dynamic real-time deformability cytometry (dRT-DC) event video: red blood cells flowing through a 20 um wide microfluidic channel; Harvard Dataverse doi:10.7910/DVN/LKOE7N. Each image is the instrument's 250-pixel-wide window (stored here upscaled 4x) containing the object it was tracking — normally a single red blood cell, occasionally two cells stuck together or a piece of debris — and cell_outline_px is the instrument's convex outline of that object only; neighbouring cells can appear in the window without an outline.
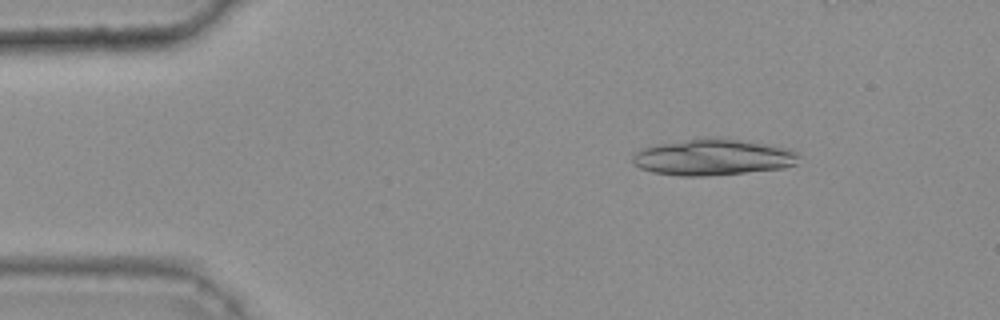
{"species": "common noctule bat (a hibernating species)", "species_latin": "Nyctalus noctula", "temperature_condition": "warm", "stored_images_in_passage": 21, "camera_frame_rate_fps": 3000, "um_per_image_px": 0.085, "animal": {"sex": "female", "body_mass_g": 25.1}, "frame": {"image": 1, "passage_image": 7, "time_ms": 2.0, "image_size_px": [1000, 320], "cell_outline_px": [[800, 156], [796, 164], [784, 168], [704, 176], [680, 176], [652, 172], [640, 168], [632, 164], [632, 156], [636, 152], [644, 148], [656, 144], [708, 136], [716, 136], [768, 144], [788, 148], [800, 152]], "centroid_in_image_um": [60.61, 13.34], "position_along_channel_um": 24.4, "area_um2": 35.55}}